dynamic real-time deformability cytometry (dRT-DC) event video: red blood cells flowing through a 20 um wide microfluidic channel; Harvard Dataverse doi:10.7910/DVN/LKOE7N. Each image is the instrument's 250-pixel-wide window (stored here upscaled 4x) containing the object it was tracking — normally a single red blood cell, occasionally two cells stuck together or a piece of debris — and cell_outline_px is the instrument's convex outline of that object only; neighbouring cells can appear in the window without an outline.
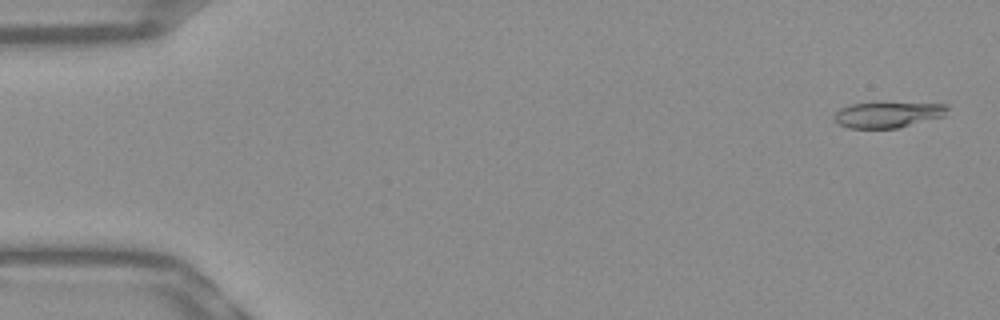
{"species": "Egyptian fruit bat (a non-hibernating species)", "species_latin": "Rousettus aegyptiacus", "temperature_condition": "warm", "stored_images_in_passage": 53, "camera_frame_rate_fps": 3000, "um_per_image_px": 0.085, "frame": {"image": 1, "passage_image": 2, "time_ms": 0.333, "image_size_px": [1000, 320], "cell_outline_px": [[948, 108], [944, 116], [896, 128], [848, 128], [840, 124], [832, 116], [840, 108], [852, 104], [948, 104]], "centroid_in_image_um": [75.44, 9.77], "position_along_channel_um": 9.6, "area_um2": 16.36}}
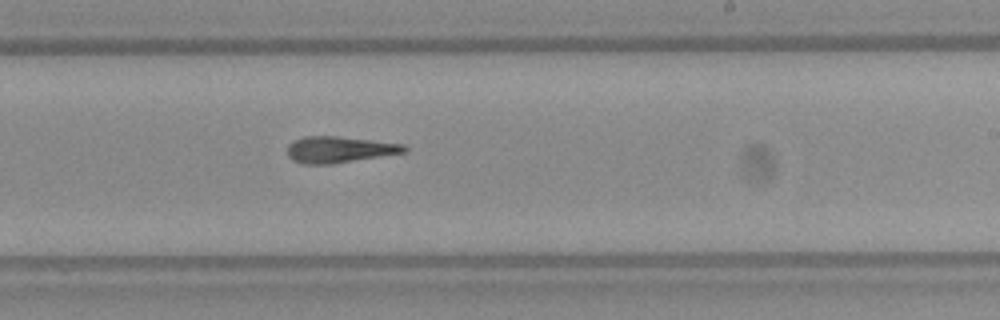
{"frame": {"image": 2, "passage_image": 32, "time_ms": 10.333, "image_size_px": [1000, 320], "cell_outline_px": [[408, 152], [332, 164], [304, 164], [292, 160], [288, 156], [288, 144], [292, 140], [304, 136], [336, 136], [404, 144], [408, 148]], "centroid_in_image_um": [28.83, 12.71], "position_along_channel_um": 260.2, "area_um2": 18.03}}
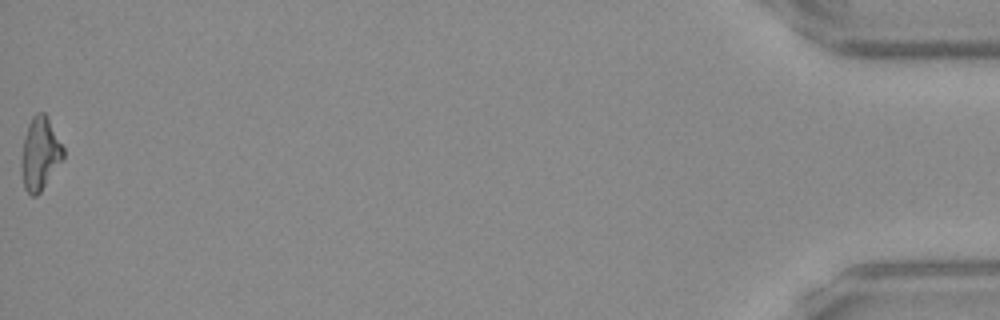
{"frame": {"image": 3, "passage_image": 53, "time_ms": 17.333, "image_size_px": [1000, 320], "cell_outline_px": [[64, 160], [40, 192], [36, 196], [32, 196], [24, 188], [20, 160], [24, 140], [28, 124], [32, 116], [36, 112], [44, 112], [64, 148]], "centroid_in_image_um": [3.41, 13.08], "position_along_channel_um": 431.8, "area_um2": 17.74}, "authors_computed_cell_mechanics": {"area_um2": 17.8602, "velocity_mm_per_s": 3.8635, "shape_relaxation_time_tau1_ms": 9.567, "shape_relaxation_time_tau2_ms": 3.5964, "deformation_change_tau1": 0.2856, "deformation_change_tau2": 0.1574}}